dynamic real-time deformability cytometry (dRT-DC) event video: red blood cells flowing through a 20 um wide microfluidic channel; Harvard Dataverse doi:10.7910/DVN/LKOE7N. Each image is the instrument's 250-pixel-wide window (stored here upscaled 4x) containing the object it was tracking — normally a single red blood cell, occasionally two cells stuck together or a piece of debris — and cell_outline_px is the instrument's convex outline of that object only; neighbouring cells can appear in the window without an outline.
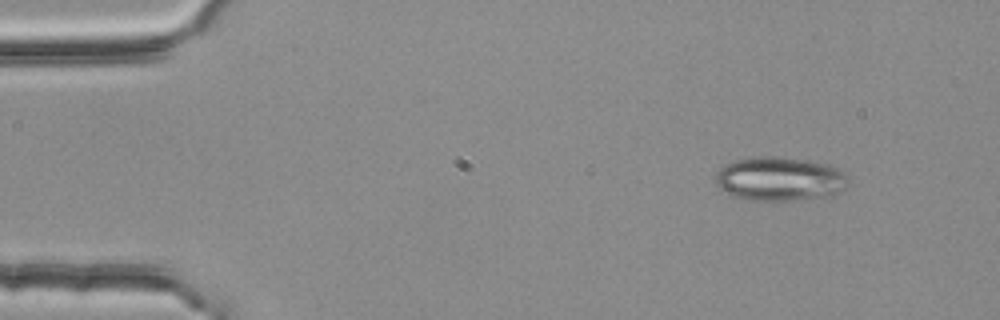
{"species": "common noctule bat (a hibernating species)", "species_latin": "Nyctalus noctula", "temperature_condition": "room temperature", "stored_images_in_passage": 3, "camera_frame_rate_fps": 3000, "um_per_image_px": 0.085, "animal": {"sex": "female", "body_mass_g": 25.1}, "frame": {"image": 1, "passage_image": 1, "time_ms": 0.0, "image_size_px": [1000, 320], "cell_outline_px": [[848, 184], [840, 192], [832, 196], [792, 200], [748, 200], [732, 196], [720, 192], [716, 184], [716, 176], [720, 168], [724, 164], [736, 160], [752, 156], [772, 156], [800, 160], [824, 164], [836, 168], [844, 172], [848, 176]], "centroid_in_image_um": [66.23, 15.22], "position_along_channel_um": 18.8, "area_um2": 34.1}}